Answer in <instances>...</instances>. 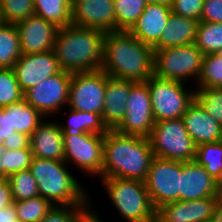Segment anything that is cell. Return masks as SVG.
Listing matches in <instances>:
<instances>
[{
	"label": "cell",
	"instance_id": "6da1fadb",
	"mask_svg": "<svg viewBox=\"0 0 222 222\" xmlns=\"http://www.w3.org/2000/svg\"><path fill=\"white\" fill-rule=\"evenodd\" d=\"M101 69L112 78L147 81L154 74V48L129 31L105 32Z\"/></svg>",
	"mask_w": 222,
	"mask_h": 222
},
{
	"label": "cell",
	"instance_id": "7a4b0ae2",
	"mask_svg": "<svg viewBox=\"0 0 222 222\" xmlns=\"http://www.w3.org/2000/svg\"><path fill=\"white\" fill-rule=\"evenodd\" d=\"M153 158L148 138L109 130L103 140V166L100 178L145 181Z\"/></svg>",
	"mask_w": 222,
	"mask_h": 222
},
{
	"label": "cell",
	"instance_id": "3957f363",
	"mask_svg": "<svg viewBox=\"0 0 222 222\" xmlns=\"http://www.w3.org/2000/svg\"><path fill=\"white\" fill-rule=\"evenodd\" d=\"M105 32L69 24L57 31L52 51L61 70L74 74L101 69Z\"/></svg>",
	"mask_w": 222,
	"mask_h": 222
},
{
	"label": "cell",
	"instance_id": "277c9868",
	"mask_svg": "<svg viewBox=\"0 0 222 222\" xmlns=\"http://www.w3.org/2000/svg\"><path fill=\"white\" fill-rule=\"evenodd\" d=\"M67 165L65 161L33 157L29 170L37 181L39 196L54 206L91 205L88 189L82 187Z\"/></svg>",
	"mask_w": 222,
	"mask_h": 222
},
{
	"label": "cell",
	"instance_id": "5b68a950",
	"mask_svg": "<svg viewBox=\"0 0 222 222\" xmlns=\"http://www.w3.org/2000/svg\"><path fill=\"white\" fill-rule=\"evenodd\" d=\"M112 207L127 222H155L154 208L144 181L124 178H99Z\"/></svg>",
	"mask_w": 222,
	"mask_h": 222
},
{
	"label": "cell",
	"instance_id": "8992f818",
	"mask_svg": "<svg viewBox=\"0 0 222 222\" xmlns=\"http://www.w3.org/2000/svg\"><path fill=\"white\" fill-rule=\"evenodd\" d=\"M148 140L154 157L182 162L196 157L197 146L182 118L155 122Z\"/></svg>",
	"mask_w": 222,
	"mask_h": 222
},
{
	"label": "cell",
	"instance_id": "52a82bcc",
	"mask_svg": "<svg viewBox=\"0 0 222 222\" xmlns=\"http://www.w3.org/2000/svg\"><path fill=\"white\" fill-rule=\"evenodd\" d=\"M186 84L162 79L154 74L147 80L155 122L182 118L195 99V88H189Z\"/></svg>",
	"mask_w": 222,
	"mask_h": 222
},
{
	"label": "cell",
	"instance_id": "ba28073f",
	"mask_svg": "<svg viewBox=\"0 0 222 222\" xmlns=\"http://www.w3.org/2000/svg\"><path fill=\"white\" fill-rule=\"evenodd\" d=\"M204 54L193 44L154 50V75L184 83L200 75Z\"/></svg>",
	"mask_w": 222,
	"mask_h": 222
},
{
	"label": "cell",
	"instance_id": "9c48e42d",
	"mask_svg": "<svg viewBox=\"0 0 222 222\" xmlns=\"http://www.w3.org/2000/svg\"><path fill=\"white\" fill-rule=\"evenodd\" d=\"M104 135H63L64 161L93 179L101 177Z\"/></svg>",
	"mask_w": 222,
	"mask_h": 222
},
{
	"label": "cell",
	"instance_id": "30bf717a",
	"mask_svg": "<svg viewBox=\"0 0 222 222\" xmlns=\"http://www.w3.org/2000/svg\"><path fill=\"white\" fill-rule=\"evenodd\" d=\"M182 161L154 157L144 181L154 208L179 201Z\"/></svg>",
	"mask_w": 222,
	"mask_h": 222
},
{
	"label": "cell",
	"instance_id": "8fae6325",
	"mask_svg": "<svg viewBox=\"0 0 222 222\" xmlns=\"http://www.w3.org/2000/svg\"><path fill=\"white\" fill-rule=\"evenodd\" d=\"M106 93V73L102 70L74 73L67 107L102 115Z\"/></svg>",
	"mask_w": 222,
	"mask_h": 222
},
{
	"label": "cell",
	"instance_id": "7c38bea8",
	"mask_svg": "<svg viewBox=\"0 0 222 222\" xmlns=\"http://www.w3.org/2000/svg\"><path fill=\"white\" fill-rule=\"evenodd\" d=\"M71 77V73L61 70L27 90L24 100L44 117L54 118L68 105Z\"/></svg>",
	"mask_w": 222,
	"mask_h": 222
},
{
	"label": "cell",
	"instance_id": "4fadbf2b",
	"mask_svg": "<svg viewBox=\"0 0 222 222\" xmlns=\"http://www.w3.org/2000/svg\"><path fill=\"white\" fill-rule=\"evenodd\" d=\"M126 114L115 129L121 134L148 138L155 123L147 81L133 82L126 102Z\"/></svg>",
	"mask_w": 222,
	"mask_h": 222
},
{
	"label": "cell",
	"instance_id": "5bb4252c",
	"mask_svg": "<svg viewBox=\"0 0 222 222\" xmlns=\"http://www.w3.org/2000/svg\"><path fill=\"white\" fill-rule=\"evenodd\" d=\"M219 196L174 201L156 210L155 222H208L218 215Z\"/></svg>",
	"mask_w": 222,
	"mask_h": 222
},
{
	"label": "cell",
	"instance_id": "9a60e30c",
	"mask_svg": "<svg viewBox=\"0 0 222 222\" xmlns=\"http://www.w3.org/2000/svg\"><path fill=\"white\" fill-rule=\"evenodd\" d=\"M12 69L23 93L61 71L53 51L22 54Z\"/></svg>",
	"mask_w": 222,
	"mask_h": 222
},
{
	"label": "cell",
	"instance_id": "2e32d148",
	"mask_svg": "<svg viewBox=\"0 0 222 222\" xmlns=\"http://www.w3.org/2000/svg\"><path fill=\"white\" fill-rule=\"evenodd\" d=\"M22 54L52 51L59 27L35 14L15 24Z\"/></svg>",
	"mask_w": 222,
	"mask_h": 222
},
{
	"label": "cell",
	"instance_id": "e0dca14e",
	"mask_svg": "<svg viewBox=\"0 0 222 222\" xmlns=\"http://www.w3.org/2000/svg\"><path fill=\"white\" fill-rule=\"evenodd\" d=\"M71 24L115 31L114 0H72Z\"/></svg>",
	"mask_w": 222,
	"mask_h": 222
},
{
	"label": "cell",
	"instance_id": "ac0fdd59",
	"mask_svg": "<svg viewBox=\"0 0 222 222\" xmlns=\"http://www.w3.org/2000/svg\"><path fill=\"white\" fill-rule=\"evenodd\" d=\"M220 184L195 160L183 162L180 171L179 200L190 201L219 196Z\"/></svg>",
	"mask_w": 222,
	"mask_h": 222
},
{
	"label": "cell",
	"instance_id": "d6986e66",
	"mask_svg": "<svg viewBox=\"0 0 222 222\" xmlns=\"http://www.w3.org/2000/svg\"><path fill=\"white\" fill-rule=\"evenodd\" d=\"M43 122L30 135V148L35 158L64 161L63 132L54 119Z\"/></svg>",
	"mask_w": 222,
	"mask_h": 222
},
{
	"label": "cell",
	"instance_id": "ffe728a7",
	"mask_svg": "<svg viewBox=\"0 0 222 222\" xmlns=\"http://www.w3.org/2000/svg\"><path fill=\"white\" fill-rule=\"evenodd\" d=\"M170 14L171 9L168 5L147 3L129 32L142 43L154 47L160 41Z\"/></svg>",
	"mask_w": 222,
	"mask_h": 222
},
{
	"label": "cell",
	"instance_id": "44dd1931",
	"mask_svg": "<svg viewBox=\"0 0 222 222\" xmlns=\"http://www.w3.org/2000/svg\"><path fill=\"white\" fill-rule=\"evenodd\" d=\"M182 120L196 146L220 141L222 125L211 118L195 99L187 107Z\"/></svg>",
	"mask_w": 222,
	"mask_h": 222
},
{
	"label": "cell",
	"instance_id": "7402d4cb",
	"mask_svg": "<svg viewBox=\"0 0 222 222\" xmlns=\"http://www.w3.org/2000/svg\"><path fill=\"white\" fill-rule=\"evenodd\" d=\"M131 80L109 77L106 74V93L102 119L108 130H115L126 114V102L129 98Z\"/></svg>",
	"mask_w": 222,
	"mask_h": 222
},
{
	"label": "cell",
	"instance_id": "603a6c76",
	"mask_svg": "<svg viewBox=\"0 0 222 222\" xmlns=\"http://www.w3.org/2000/svg\"><path fill=\"white\" fill-rule=\"evenodd\" d=\"M199 22L171 12L160 41L153 47L154 50L193 44Z\"/></svg>",
	"mask_w": 222,
	"mask_h": 222
},
{
	"label": "cell",
	"instance_id": "cb8c5ba5",
	"mask_svg": "<svg viewBox=\"0 0 222 222\" xmlns=\"http://www.w3.org/2000/svg\"><path fill=\"white\" fill-rule=\"evenodd\" d=\"M69 113L65 116V122L57 120L63 135H78L84 133H93L105 135L109 130L104 125L102 115L91 112H82L67 108ZM67 117V118H66Z\"/></svg>",
	"mask_w": 222,
	"mask_h": 222
},
{
	"label": "cell",
	"instance_id": "d4e9b609",
	"mask_svg": "<svg viewBox=\"0 0 222 222\" xmlns=\"http://www.w3.org/2000/svg\"><path fill=\"white\" fill-rule=\"evenodd\" d=\"M7 108L11 111V128L29 137L47 119L24 99Z\"/></svg>",
	"mask_w": 222,
	"mask_h": 222
},
{
	"label": "cell",
	"instance_id": "484cf974",
	"mask_svg": "<svg viewBox=\"0 0 222 222\" xmlns=\"http://www.w3.org/2000/svg\"><path fill=\"white\" fill-rule=\"evenodd\" d=\"M72 0H34V14L61 28L71 24Z\"/></svg>",
	"mask_w": 222,
	"mask_h": 222
},
{
	"label": "cell",
	"instance_id": "4316f807",
	"mask_svg": "<svg viewBox=\"0 0 222 222\" xmlns=\"http://www.w3.org/2000/svg\"><path fill=\"white\" fill-rule=\"evenodd\" d=\"M22 55L15 24L0 25V68H12Z\"/></svg>",
	"mask_w": 222,
	"mask_h": 222
},
{
	"label": "cell",
	"instance_id": "83f0119b",
	"mask_svg": "<svg viewBox=\"0 0 222 222\" xmlns=\"http://www.w3.org/2000/svg\"><path fill=\"white\" fill-rule=\"evenodd\" d=\"M194 160L219 184L222 183V141L197 146Z\"/></svg>",
	"mask_w": 222,
	"mask_h": 222
},
{
	"label": "cell",
	"instance_id": "f1b7e54d",
	"mask_svg": "<svg viewBox=\"0 0 222 222\" xmlns=\"http://www.w3.org/2000/svg\"><path fill=\"white\" fill-rule=\"evenodd\" d=\"M194 45L204 54H216L222 49V23L200 21Z\"/></svg>",
	"mask_w": 222,
	"mask_h": 222
},
{
	"label": "cell",
	"instance_id": "f546056e",
	"mask_svg": "<svg viewBox=\"0 0 222 222\" xmlns=\"http://www.w3.org/2000/svg\"><path fill=\"white\" fill-rule=\"evenodd\" d=\"M146 5V0H114L115 31H129Z\"/></svg>",
	"mask_w": 222,
	"mask_h": 222
},
{
	"label": "cell",
	"instance_id": "4dcf8cb0",
	"mask_svg": "<svg viewBox=\"0 0 222 222\" xmlns=\"http://www.w3.org/2000/svg\"><path fill=\"white\" fill-rule=\"evenodd\" d=\"M20 222H39L54 205L47 199L36 196L13 202Z\"/></svg>",
	"mask_w": 222,
	"mask_h": 222
},
{
	"label": "cell",
	"instance_id": "1f68e13d",
	"mask_svg": "<svg viewBox=\"0 0 222 222\" xmlns=\"http://www.w3.org/2000/svg\"><path fill=\"white\" fill-rule=\"evenodd\" d=\"M194 88H222V58L204 55L200 75Z\"/></svg>",
	"mask_w": 222,
	"mask_h": 222
},
{
	"label": "cell",
	"instance_id": "d6a6232c",
	"mask_svg": "<svg viewBox=\"0 0 222 222\" xmlns=\"http://www.w3.org/2000/svg\"><path fill=\"white\" fill-rule=\"evenodd\" d=\"M24 99L12 68H0V108L8 107Z\"/></svg>",
	"mask_w": 222,
	"mask_h": 222
},
{
	"label": "cell",
	"instance_id": "836d02e7",
	"mask_svg": "<svg viewBox=\"0 0 222 222\" xmlns=\"http://www.w3.org/2000/svg\"><path fill=\"white\" fill-rule=\"evenodd\" d=\"M7 179L11 187L14 201H21L39 196L37 181L29 169L11 174Z\"/></svg>",
	"mask_w": 222,
	"mask_h": 222
},
{
	"label": "cell",
	"instance_id": "e575fe53",
	"mask_svg": "<svg viewBox=\"0 0 222 222\" xmlns=\"http://www.w3.org/2000/svg\"><path fill=\"white\" fill-rule=\"evenodd\" d=\"M195 100L222 125V88H195Z\"/></svg>",
	"mask_w": 222,
	"mask_h": 222
},
{
	"label": "cell",
	"instance_id": "d590c367",
	"mask_svg": "<svg viewBox=\"0 0 222 222\" xmlns=\"http://www.w3.org/2000/svg\"><path fill=\"white\" fill-rule=\"evenodd\" d=\"M4 166V178H8L11 174L25 171L30 168L33 154L30 146L20 150L1 149Z\"/></svg>",
	"mask_w": 222,
	"mask_h": 222
},
{
	"label": "cell",
	"instance_id": "8d00e7d4",
	"mask_svg": "<svg viewBox=\"0 0 222 222\" xmlns=\"http://www.w3.org/2000/svg\"><path fill=\"white\" fill-rule=\"evenodd\" d=\"M4 23L16 24L34 14V0H0Z\"/></svg>",
	"mask_w": 222,
	"mask_h": 222
},
{
	"label": "cell",
	"instance_id": "74e56055",
	"mask_svg": "<svg viewBox=\"0 0 222 222\" xmlns=\"http://www.w3.org/2000/svg\"><path fill=\"white\" fill-rule=\"evenodd\" d=\"M92 205L54 206L39 222H81Z\"/></svg>",
	"mask_w": 222,
	"mask_h": 222
},
{
	"label": "cell",
	"instance_id": "f35d334b",
	"mask_svg": "<svg viewBox=\"0 0 222 222\" xmlns=\"http://www.w3.org/2000/svg\"><path fill=\"white\" fill-rule=\"evenodd\" d=\"M204 0H171V12L200 21Z\"/></svg>",
	"mask_w": 222,
	"mask_h": 222
},
{
	"label": "cell",
	"instance_id": "ab89813d",
	"mask_svg": "<svg viewBox=\"0 0 222 222\" xmlns=\"http://www.w3.org/2000/svg\"><path fill=\"white\" fill-rule=\"evenodd\" d=\"M200 21L222 23V0H204Z\"/></svg>",
	"mask_w": 222,
	"mask_h": 222
},
{
	"label": "cell",
	"instance_id": "60d3db41",
	"mask_svg": "<svg viewBox=\"0 0 222 222\" xmlns=\"http://www.w3.org/2000/svg\"><path fill=\"white\" fill-rule=\"evenodd\" d=\"M13 132L15 129L11 128V111L7 107L0 108V149H3L4 139Z\"/></svg>",
	"mask_w": 222,
	"mask_h": 222
},
{
	"label": "cell",
	"instance_id": "b9f144b4",
	"mask_svg": "<svg viewBox=\"0 0 222 222\" xmlns=\"http://www.w3.org/2000/svg\"><path fill=\"white\" fill-rule=\"evenodd\" d=\"M30 146L29 136L19 132H13L11 136L4 139L3 149L20 150Z\"/></svg>",
	"mask_w": 222,
	"mask_h": 222
},
{
	"label": "cell",
	"instance_id": "7bdbcfd3",
	"mask_svg": "<svg viewBox=\"0 0 222 222\" xmlns=\"http://www.w3.org/2000/svg\"><path fill=\"white\" fill-rule=\"evenodd\" d=\"M14 202L11 187L7 178H0V210L11 206Z\"/></svg>",
	"mask_w": 222,
	"mask_h": 222
},
{
	"label": "cell",
	"instance_id": "ee69618b",
	"mask_svg": "<svg viewBox=\"0 0 222 222\" xmlns=\"http://www.w3.org/2000/svg\"><path fill=\"white\" fill-rule=\"evenodd\" d=\"M18 215L14 204L0 210V222H17Z\"/></svg>",
	"mask_w": 222,
	"mask_h": 222
},
{
	"label": "cell",
	"instance_id": "f6af8a7d",
	"mask_svg": "<svg viewBox=\"0 0 222 222\" xmlns=\"http://www.w3.org/2000/svg\"><path fill=\"white\" fill-rule=\"evenodd\" d=\"M93 205L94 204H92V209L85 215L81 222H104L103 219L101 220L102 217H100L93 208Z\"/></svg>",
	"mask_w": 222,
	"mask_h": 222
},
{
	"label": "cell",
	"instance_id": "bcb514c9",
	"mask_svg": "<svg viewBox=\"0 0 222 222\" xmlns=\"http://www.w3.org/2000/svg\"><path fill=\"white\" fill-rule=\"evenodd\" d=\"M149 4H162V5H171V0H146Z\"/></svg>",
	"mask_w": 222,
	"mask_h": 222
},
{
	"label": "cell",
	"instance_id": "7dc6e473",
	"mask_svg": "<svg viewBox=\"0 0 222 222\" xmlns=\"http://www.w3.org/2000/svg\"><path fill=\"white\" fill-rule=\"evenodd\" d=\"M0 178H4V166H3V157L1 155V149H0Z\"/></svg>",
	"mask_w": 222,
	"mask_h": 222
},
{
	"label": "cell",
	"instance_id": "c3c4849f",
	"mask_svg": "<svg viewBox=\"0 0 222 222\" xmlns=\"http://www.w3.org/2000/svg\"><path fill=\"white\" fill-rule=\"evenodd\" d=\"M208 222H222V218L219 215H217L214 219Z\"/></svg>",
	"mask_w": 222,
	"mask_h": 222
},
{
	"label": "cell",
	"instance_id": "681fc988",
	"mask_svg": "<svg viewBox=\"0 0 222 222\" xmlns=\"http://www.w3.org/2000/svg\"><path fill=\"white\" fill-rule=\"evenodd\" d=\"M219 203H222V183L220 184L219 188Z\"/></svg>",
	"mask_w": 222,
	"mask_h": 222
},
{
	"label": "cell",
	"instance_id": "f907efd6",
	"mask_svg": "<svg viewBox=\"0 0 222 222\" xmlns=\"http://www.w3.org/2000/svg\"><path fill=\"white\" fill-rule=\"evenodd\" d=\"M218 215L222 218V203H219Z\"/></svg>",
	"mask_w": 222,
	"mask_h": 222
},
{
	"label": "cell",
	"instance_id": "816d5d0a",
	"mask_svg": "<svg viewBox=\"0 0 222 222\" xmlns=\"http://www.w3.org/2000/svg\"><path fill=\"white\" fill-rule=\"evenodd\" d=\"M4 23L3 18H2V14H1V5H0V25Z\"/></svg>",
	"mask_w": 222,
	"mask_h": 222
},
{
	"label": "cell",
	"instance_id": "f5cc1de1",
	"mask_svg": "<svg viewBox=\"0 0 222 222\" xmlns=\"http://www.w3.org/2000/svg\"><path fill=\"white\" fill-rule=\"evenodd\" d=\"M217 56H219L220 58H222V49L219 50L217 53H216Z\"/></svg>",
	"mask_w": 222,
	"mask_h": 222
}]
</instances>
